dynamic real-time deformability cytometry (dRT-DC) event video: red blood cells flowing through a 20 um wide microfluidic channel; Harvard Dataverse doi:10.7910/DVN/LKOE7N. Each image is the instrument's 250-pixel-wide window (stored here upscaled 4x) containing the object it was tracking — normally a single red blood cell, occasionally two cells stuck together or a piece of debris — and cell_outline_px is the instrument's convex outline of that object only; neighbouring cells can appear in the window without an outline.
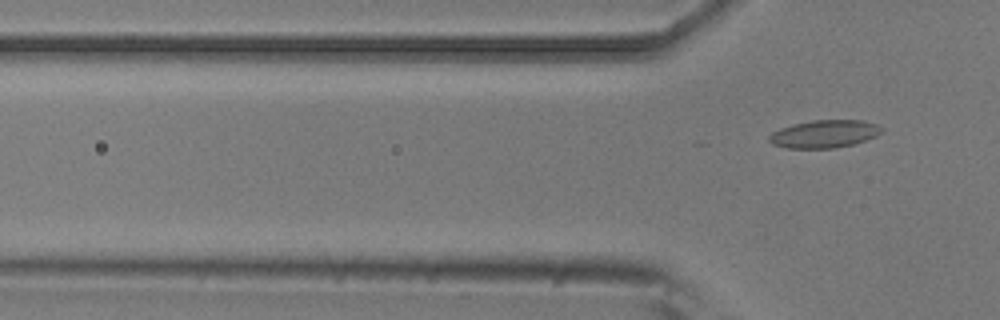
{"species": "common noctule bat (a hibernating species)", "species_latin": "Nyctalus noctula", "temperature_condition": "room temperature", "stored_images_in_passage": 4, "segment_of_instrument_passage": [2, 2], "camera_frame_rate_fps": 3000, "um_per_image_px": 0.085, "animal": {"sex": "male", "body_mass_g": 20.5, "forearm_length_mm": 52.5}, "frame": {"image": 1, "passage_image": 4, "time_ms": 1.0, "image_size_px": [1000, 320], "cell_outline_px": [[884, 128], [876, 136], [852, 144], [836, 148], [788, 148], [772, 144], [768, 140], [768, 136], [772, 132], [780, 128], [792, 124], [812, 120], [864, 120], [876, 124]], "centroid_in_image_um": [70.04, 11.37], "position_along_channel_um": 55.8, "area_um2": 18.21}}